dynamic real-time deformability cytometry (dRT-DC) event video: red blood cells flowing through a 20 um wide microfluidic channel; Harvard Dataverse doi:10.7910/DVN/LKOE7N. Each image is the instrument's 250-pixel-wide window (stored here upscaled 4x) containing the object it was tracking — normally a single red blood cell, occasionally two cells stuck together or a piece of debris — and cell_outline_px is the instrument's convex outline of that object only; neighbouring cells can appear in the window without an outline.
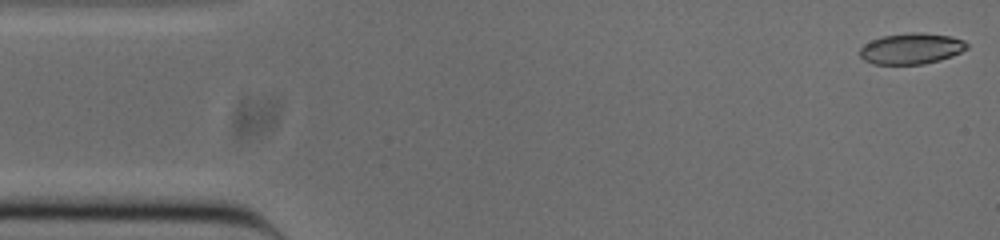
{"species": "common noctule bat (a hibernating species)", "species_latin": "Nyctalus noctula", "temperature_condition": "cold", "stored_images_in_passage": 51, "camera_frame_rate_fps": 3000, "um_per_image_px": 0.085, "animal": {"sex": "male", "body_mass_g": 20.0, "forearm_length_mm": 53.3}, "frame": {"image": 1, "passage_image": 1, "time_ms": 0.0, "image_size_px": [1000, 240], "cell_outline_px": [[968, 48], [952, 56], [940, 60], [924, 64], [872, 64], [864, 60], [860, 56], [860, 48], [864, 44], [872, 40], [884, 36], [908, 32], [920, 32], [948, 36], [964, 40], [968, 44]], "centroid_in_image_um": [77.46, 4.13], "position_along_channel_um": 7.5, "area_um2": 19.31}}
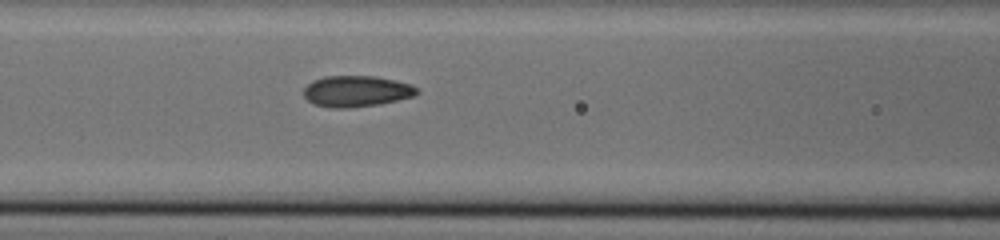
{"frame": {"image": 2, "passage_image": 20, "time_ms": 6.333, "image_size_px": [1000, 240], "cell_outline_px": [[420, 92], [412, 96], [380, 104], [348, 108], [328, 108], [312, 104], [304, 96], [304, 88], [312, 80], [324, 76], [376, 76], [396, 80], [412, 84]], "centroid_in_image_um": [30.27, 7.75], "position_along_channel_um": 136.3, "area_um2": 20.69}}
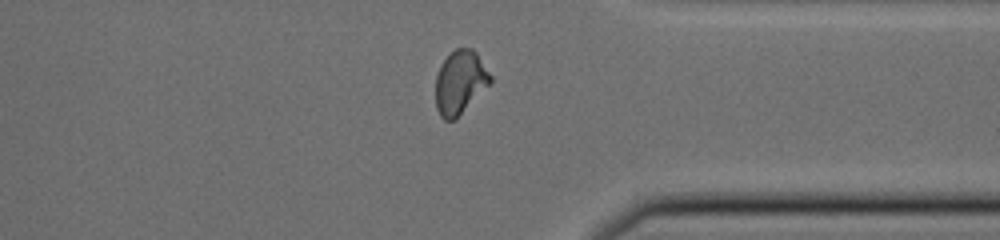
{"frame": {"image": 3, "passage_image": 39, "time_ms": 12.667, "image_size_px": [1000, 240], "cell_outline_px": [[492, 80], [456, 120], [444, 120], [440, 116], [436, 108], [436, 76], [440, 64], [456, 48], [472, 48], [476, 52], [492, 76]], "centroid_in_image_um": [39.09, 7.0], "position_along_channel_um": 372.3, "area_um2": 20.17}, "authors_computed_cell_mechanics": {"area_um2": 20.1144, "velocity_mm_per_s": 3.8499, "shape_relaxation_time_tau1_ms": 9.4159, "shape_relaxation_time_tau2_ms": 1.0872, "deformation_change_tau1": 0.1858, "deformation_change_tau2": 0.068}}